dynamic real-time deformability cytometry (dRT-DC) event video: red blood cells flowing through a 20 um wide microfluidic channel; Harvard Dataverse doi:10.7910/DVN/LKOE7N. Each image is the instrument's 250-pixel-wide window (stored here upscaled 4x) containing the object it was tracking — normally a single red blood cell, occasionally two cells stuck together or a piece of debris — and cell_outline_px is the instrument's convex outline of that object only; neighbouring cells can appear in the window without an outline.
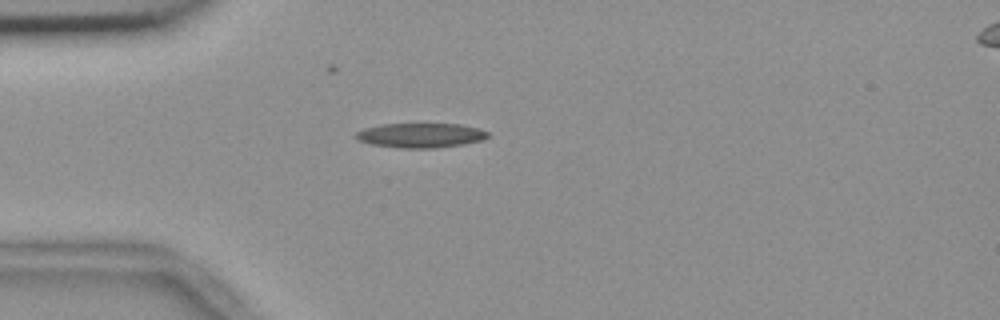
{"species": "common noctule bat (a hibernating species)", "species_latin": "Nyctalus noctula", "temperature_condition": "room temperature", "stored_images_in_passage": 41, "camera_frame_rate_fps": 3000, "um_per_image_px": 0.085, "animal": {"sex": "female", "body_mass_g": 18.4}, "frame": {"image": 1, "passage_image": 1, "time_ms": 0.0, "image_size_px": [1000, 320], "cell_outline_px": [[488, 136], [484, 140], [464, 144], [432, 148], [400, 148], [372, 144], [356, 140], [352, 136], [356, 132], [364, 128], [380, 124], [460, 124], [476, 128], [488, 132]], "centroid_in_image_um": [35.7, 11.5], "position_along_channel_um": 49.3, "area_um2": 18.96}}
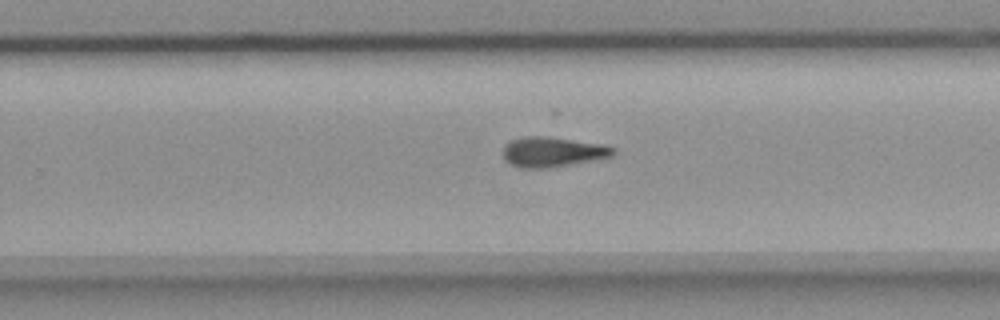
{"frame": {"image": 2, "passage_image": 21, "time_ms": 6.667, "image_size_px": [1000, 320], "cell_outline_px": [[616, 152], [612, 156], [552, 168], [524, 168], [512, 164], [504, 156], [504, 144], [508, 140], [524, 136], [548, 136], [604, 144], [616, 148]], "centroid_in_image_um": [47.0, 12.89], "position_along_channel_um": 282.8, "area_um2": 19.36}}
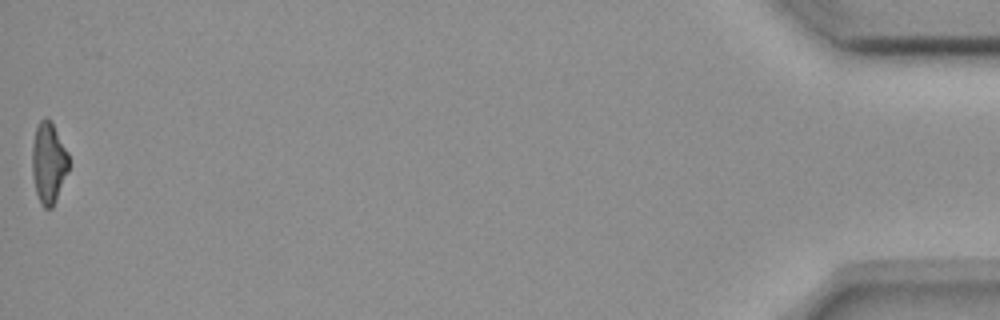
{"frame": {"image": 3, "passage_image": 41, "time_ms": 13.333, "image_size_px": [1000, 320], "cell_outline_px": [[68, 172], [52, 208], [44, 208], [40, 204], [36, 192], [32, 176], [32, 148], [36, 128], [40, 120], [44, 116], [52, 124], [68, 152]], "centroid_in_image_um": [4.12, 13.87], "position_along_channel_um": 431.1, "area_um2": 17.11}, "authors_computed_cell_mechanics": {"area_um2": 18.8428, "velocity_mm_per_s": 3.6916, "shape_relaxation_time_tau1_ms": null, "shape_relaxation_time_tau2_ms": 10.2612, "deformation_change_tau1": null, "deformation_change_tau2": 0.2363}}